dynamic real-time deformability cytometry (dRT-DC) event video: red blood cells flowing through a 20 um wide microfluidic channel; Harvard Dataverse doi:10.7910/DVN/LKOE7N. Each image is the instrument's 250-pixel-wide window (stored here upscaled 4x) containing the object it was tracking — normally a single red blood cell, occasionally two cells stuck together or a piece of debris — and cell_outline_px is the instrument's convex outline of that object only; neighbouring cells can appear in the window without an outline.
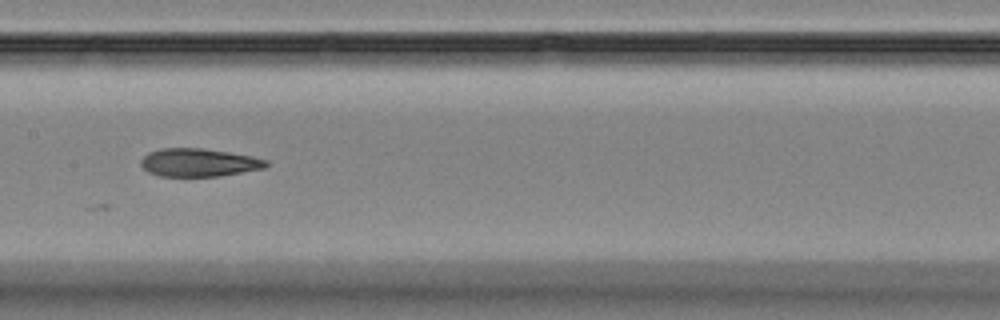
{"species": "Egyptian fruit bat (a non-hibernating species)", "species_latin": "Rousettus aegyptiacus", "temperature_condition": "room temperature", "stored_images_in_passage": 11, "camera_frame_rate_fps": 3000, "um_per_image_px": 0.085, "animal": {"sex": "female"}, "frame": {"image": 1, "passage_image": 9, "time_ms": 10.333, "image_size_px": [1000, 320], "cell_outline_px": [[268, 164], [264, 168], [220, 176], [160, 176], [148, 172], [140, 164], [140, 160], [148, 152], [160, 148], [204, 148], [252, 156], [268, 160]], "centroid_in_image_um": [16.88, 13.81], "position_along_channel_um": 190.5, "area_um2": 20.52}}
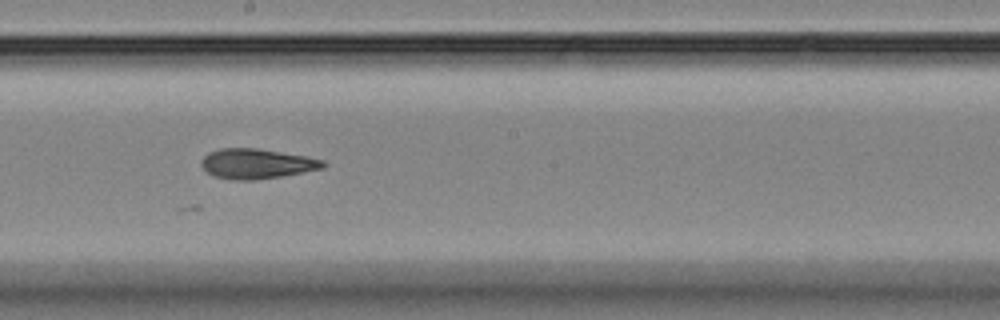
{"frame": {"image": 2, "passage_image": 10, "time_ms": 11.333, "image_size_px": [1000, 320], "cell_outline_px": [[328, 164], [324, 168], [280, 176], [252, 180], [232, 180], [216, 176], [208, 172], [200, 164], [200, 160], [208, 152], [220, 148], [256, 148], [308, 156], [324, 160]], "centroid_in_image_um": [21.83, 13.9], "position_along_channel_um": 226.4, "area_um2": 21.27}}
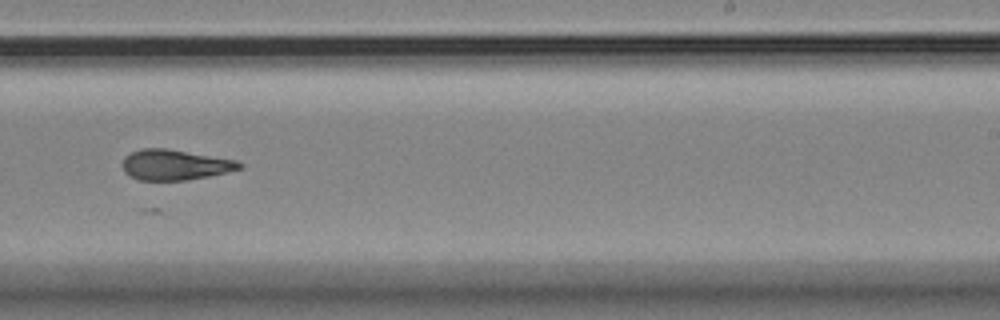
{"frame": {"image": 3, "passage_image": 11, "time_ms": 12.667, "image_size_px": [1000, 320], "cell_outline_px": [[244, 164], [240, 168], [208, 176], [188, 180], [136, 180], [124, 172], [124, 156], [140, 148], [168, 148], [236, 160]], "centroid_in_image_um": [14.84, 14.0], "position_along_channel_um": 274.2, "area_um2": 20.63}}